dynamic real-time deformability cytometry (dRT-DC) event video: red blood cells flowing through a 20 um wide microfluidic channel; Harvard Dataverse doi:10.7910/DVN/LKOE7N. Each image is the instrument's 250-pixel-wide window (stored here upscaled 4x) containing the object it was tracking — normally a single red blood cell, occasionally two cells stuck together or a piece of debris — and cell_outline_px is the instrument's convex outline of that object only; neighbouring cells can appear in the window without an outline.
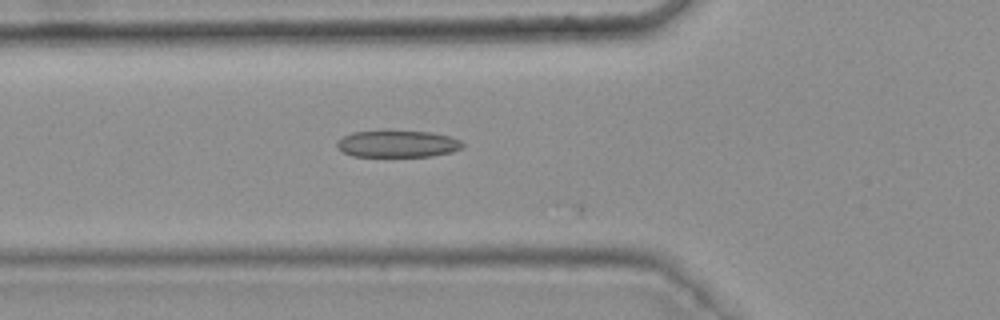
{"species": "common noctule bat (a hibernating species)", "species_latin": "Nyctalus noctula", "temperature_condition": "warm", "stored_images_in_passage": 4, "camera_frame_rate_fps": 3000, "um_per_image_px": 0.085, "animal": {"sex": "female", "body_mass_g": 25.1}, "frame": {"image": 1, "passage_image": 3, "time_ms": 0.667, "image_size_px": [1000, 320], "cell_outline_px": [[464, 144], [460, 148], [452, 152], [432, 156], [352, 156], [344, 152], [336, 144], [336, 140], [352, 132], [380, 128], [388, 128], [432, 132], [448, 136], [460, 140]], "centroid_in_image_um": [33.75, 12.17], "position_along_channel_um": 92.0, "area_um2": 20.46}}